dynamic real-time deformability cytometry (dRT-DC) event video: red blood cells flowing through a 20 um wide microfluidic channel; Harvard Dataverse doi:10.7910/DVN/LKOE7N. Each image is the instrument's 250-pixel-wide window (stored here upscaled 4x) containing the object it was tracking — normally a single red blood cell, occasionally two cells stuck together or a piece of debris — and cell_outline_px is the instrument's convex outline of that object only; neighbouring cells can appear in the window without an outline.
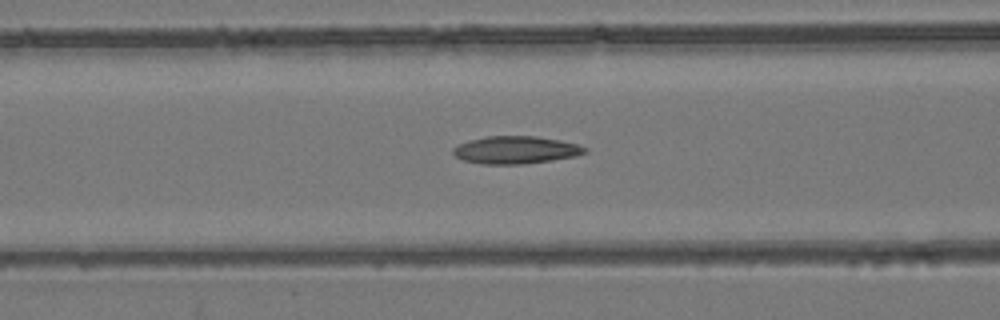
{"species": "common noctule bat (a hibernating species)", "species_latin": "Nyctalus noctula", "temperature_condition": "room temperature", "stored_images_in_passage": 54, "camera_frame_rate_fps": 3000, "um_per_image_px": 0.085, "animal": {"sex": "female", "body_mass_g": 24.6, "forearm_length_mm": 56.2}, "frame": {"image": 1, "passage_image": 22, "time_ms": 7.0, "image_size_px": [1000, 320], "cell_outline_px": [[588, 152], [576, 156], [552, 160], [524, 164], [480, 164], [464, 160], [456, 156], [452, 152], [452, 148], [468, 140], [488, 136], [536, 136], [560, 140], [576, 144], [588, 148]], "centroid_in_image_um": [43.85, 12.75], "position_along_channel_um": 122.8, "area_um2": 21.21}}
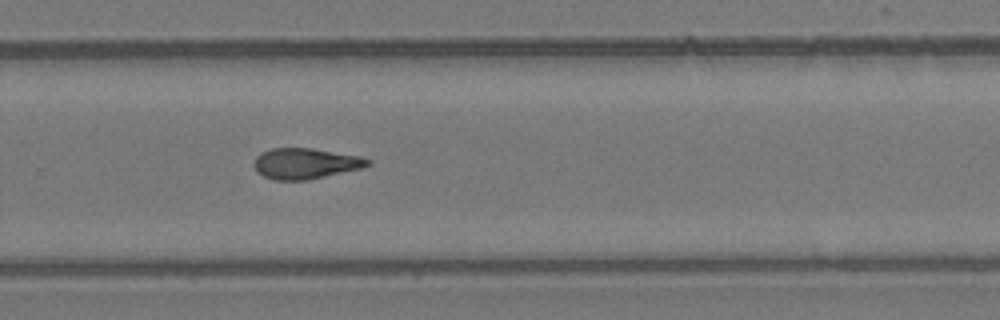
{"frame": {"image": 2, "passage_image": 36, "time_ms": 11.667, "image_size_px": [1000, 320], "cell_outline_px": [[372, 164], [364, 168], [308, 180], [272, 180], [264, 176], [252, 164], [256, 156], [260, 152], [272, 148], [312, 148], [360, 156], [372, 160]], "centroid_in_image_um": [26.0, 13.89], "position_along_channel_um": 303.8, "area_um2": 20.58}}
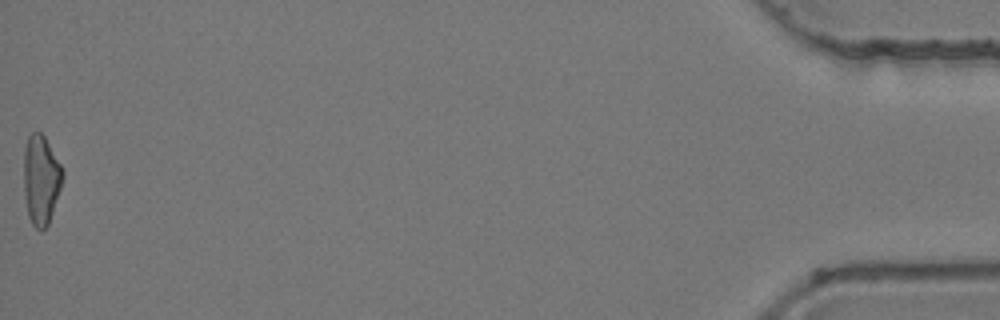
{"frame": {"image": 3, "passage_image": 54, "time_ms": 17.667, "image_size_px": [1000, 320], "cell_outline_px": [[64, 176], [48, 224], [44, 228], [36, 228], [32, 224], [28, 216], [24, 192], [24, 148], [28, 136], [32, 132], [40, 132], [44, 136], [60, 164], [64, 172]], "centroid_in_image_um": [3.47, 15.25], "position_along_channel_um": 431.7, "area_um2": 19.94}, "authors_computed_cell_mechanics": {"area_um2": 20.6635, "velocity_mm_per_s": 3.8943, "shape_relaxation_time_tau1_ms": 6.8536, "shape_relaxation_time_tau2_ms": 3.8036, "deformation_change_tau1": 0.191, "deformation_change_tau2": 0.1148}}